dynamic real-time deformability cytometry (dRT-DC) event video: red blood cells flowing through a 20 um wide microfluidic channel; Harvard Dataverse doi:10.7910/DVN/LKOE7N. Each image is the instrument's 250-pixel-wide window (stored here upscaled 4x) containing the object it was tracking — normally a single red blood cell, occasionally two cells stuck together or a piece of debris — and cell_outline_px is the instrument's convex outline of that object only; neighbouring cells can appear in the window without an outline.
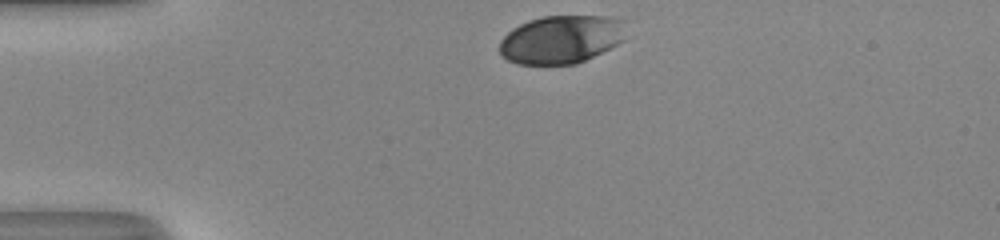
{"species": "human", "species_latin": "Homo sapiens", "temperature_condition": "room temperature", "stored_images_in_passage": 31, "camera_frame_rate_fps": 3000, "um_per_image_px": 0.085, "donor": {"sex": "male"}, "frame": {"image": 1, "passage_image": 1, "time_ms": 0.0, "image_size_px": [1000, 240], "cell_outline_px": [[624, 40], [576, 64], [516, 64], [500, 56], [500, 40], [512, 28], [528, 20], [544, 16], [612, 16], [620, 20]], "centroid_in_image_um": [47.62, 3.35], "position_along_channel_um": 37.4, "area_um2": 35.14}}
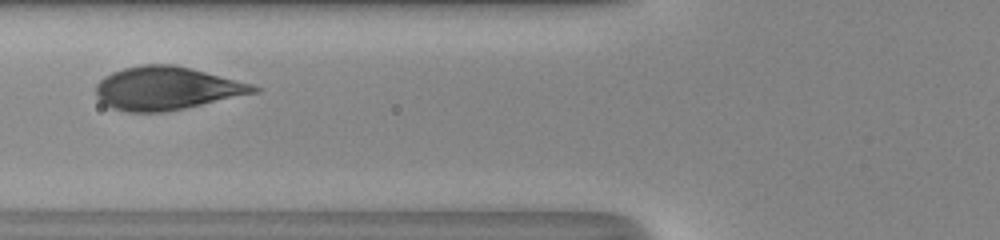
{"frame": {"image": 2, "passage_image": 10, "time_ms": 3.0, "image_size_px": [1000, 240], "cell_outline_px": [[260, 92], [184, 108], [160, 112], [128, 112], [112, 108], [104, 104], [96, 96], [96, 84], [104, 76], [112, 72], [124, 68], [140, 64], [176, 64], [252, 84], [260, 88]], "centroid_in_image_um": [14.14, 7.5], "position_along_channel_um": 111.7, "area_um2": 39.65}}
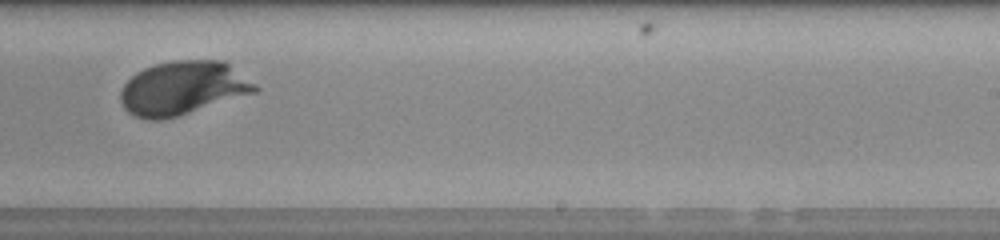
{"frame": {"image": 3, "passage_image": 22, "time_ms": 7.0, "image_size_px": [1000, 240], "cell_outline_px": [[260, 88], [256, 92], [180, 116], [160, 120], [148, 120], [136, 116], [128, 112], [124, 108], [120, 100], [120, 92], [124, 84], [136, 72], [144, 68], [156, 64], [172, 60], [224, 60], [256, 84]], "centroid_in_image_um": [15.54, 7.49], "position_along_channel_um": 273.5, "area_um2": 42.25}, "authors_computed_cell_mechanics": {"area_um2": 40.5756, "velocity_mm_per_s": 4.0623, "shape_relaxation_time_tau1_ms": 2.0573, "shape_relaxation_time_tau2_ms": null, "deformation_change_tau1": 0.1438, "deformation_change_tau2": null}}